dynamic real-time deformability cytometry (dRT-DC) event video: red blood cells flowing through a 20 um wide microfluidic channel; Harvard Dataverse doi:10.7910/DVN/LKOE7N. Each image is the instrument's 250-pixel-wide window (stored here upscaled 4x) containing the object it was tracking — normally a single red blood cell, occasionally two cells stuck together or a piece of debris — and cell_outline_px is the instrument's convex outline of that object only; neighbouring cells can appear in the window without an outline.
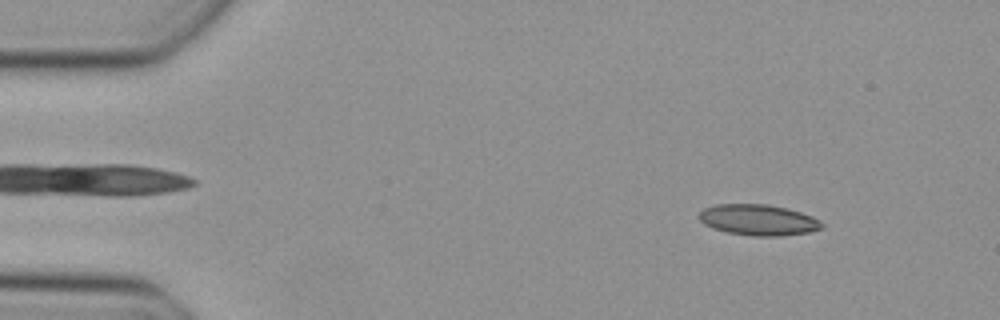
{"species": "Egyptian fruit bat (a non-hibernating species)", "species_latin": "Rousettus aegyptiacus", "temperature_condition": "cold", "stored_images_in_passage": 47, "camera_frame_rate_fps": 3000, "um_per_image_px": 0.085, "animal": {"sex": "female"}, "frame": {"image": 1, "passage_image": 5, "time_ms": 1.333, "image_size_px": [1000, 320], "cell_outline_px": [[824, 228], [808, 232], [780, 236], [752, 236], [728, 232], [712, 228], [704, 224], [700, 220], [700, 212], [704, 208], [716, 204], [768, 204], [788, 208], [812, 216], [820, 220], [824, 224]], "centroid_in_image_um": [64.48, 18.69], "position_along_channel_um": 20.5, "area_um2": 22.2}}
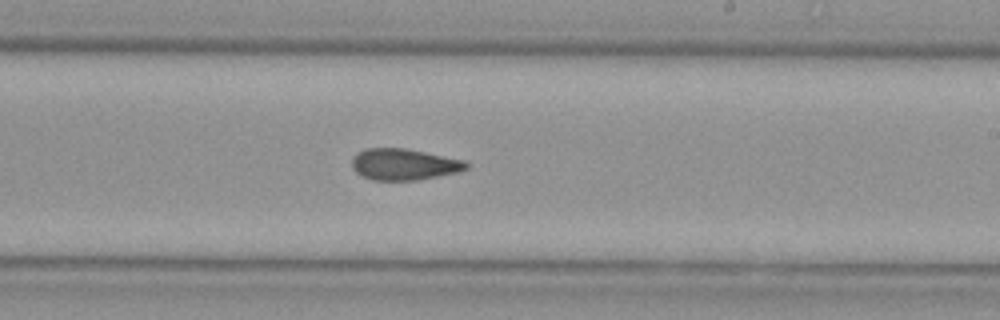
{"frame": {"image": 2, "passage_image": 28, "time_ms": 9.0, "image_size_px": [1000, 320], "cell_outline_px": [[468, 168], [456, 172], [416, 180], [372, 180], [356, 172], [352, 168], [352, 156], [364, 148], [404, 148], [464, 160], [468, 164]], "centroid_in_image_um": [34.29, 13.96], "position_along_channel_um": 254.7, "area_um2": 20.69}}
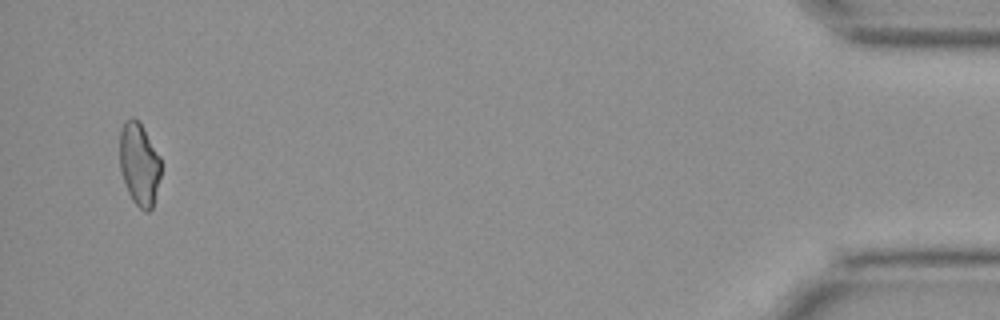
{"frame": {"image": 3, "passage_image": 46, "time_ms": 15.0, "image_size_px": [1000, 320], "cell_outline_px": [[160, 176], [152, 208], [148, 212], [144, 212], [132, 200], [124, 184], [120, 168], [120, 132], [124, 120], [132, 116], [140, 120], [160, 156]], "centroid_in_image_um": [11.82, 13.9], "position_along_channel_um": 423.4, "area_um2": 20.11}}